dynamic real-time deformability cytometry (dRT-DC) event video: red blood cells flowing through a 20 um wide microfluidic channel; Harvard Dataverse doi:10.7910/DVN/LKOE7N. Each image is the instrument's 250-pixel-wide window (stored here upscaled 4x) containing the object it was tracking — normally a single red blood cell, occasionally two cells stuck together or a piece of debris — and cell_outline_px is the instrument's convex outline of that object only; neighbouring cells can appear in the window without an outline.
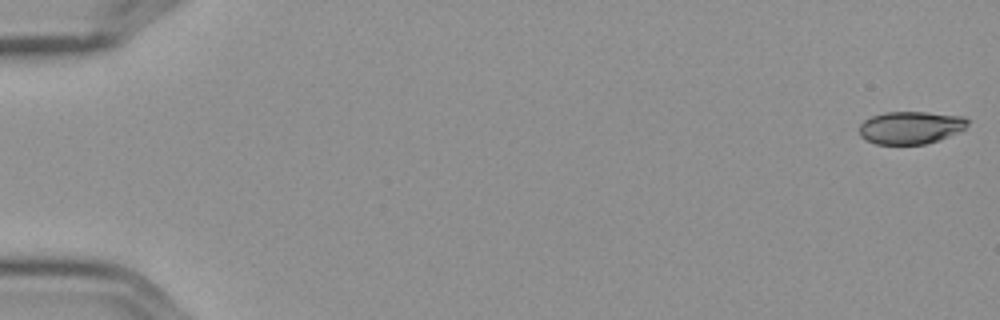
{"species": "Egyptian fruit bat (a non-hibernating species)", "species_latin": "Rousettus aegyptiacus", "temperature_condition": "cold", "stored_images_in_passage": 6, "camera_frame_rate_fps": 3000, "um_per_image_px": 0.085, "frame": {"image": 1, "passage_image": 1, "time_ms": 0.0, "image_size_px": [1000, 320], "cell_outline_px": [[968, 124], [964, 128], [948, 136], [924, 144], [876, 144], [860, 136], [860, 124], [864, 120], [872, 116], [884, 112], [928, 112], [964, 116], [968, 120]], "centroid_in_image_um": [77.39, 10.83], "position_along_channel_um": 7.6, "area_um2": 20.4}}
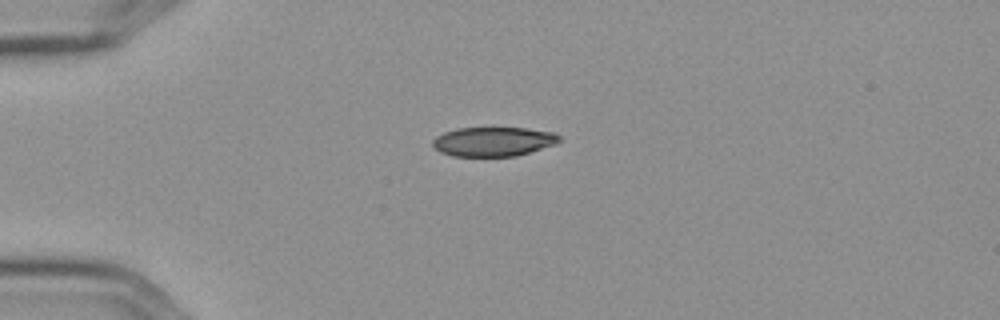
{"frame": {"image": 2, "passage_image": 5, "time_ms": 1.333, "image_size_px": [1000, 320], "cell_outline_px": [[560, 140], [556, 144], [516, 156], [452, 156], [440, 152], [432, 144], [432, 140], [436, 136], [444, 132], [456, 128], [524, 128], [552, 132], [560, 136]], "centroid_in_image_um": [41.91, 12.03], "position_along_channel_um": 43.1, "area_um2": 21.56}}